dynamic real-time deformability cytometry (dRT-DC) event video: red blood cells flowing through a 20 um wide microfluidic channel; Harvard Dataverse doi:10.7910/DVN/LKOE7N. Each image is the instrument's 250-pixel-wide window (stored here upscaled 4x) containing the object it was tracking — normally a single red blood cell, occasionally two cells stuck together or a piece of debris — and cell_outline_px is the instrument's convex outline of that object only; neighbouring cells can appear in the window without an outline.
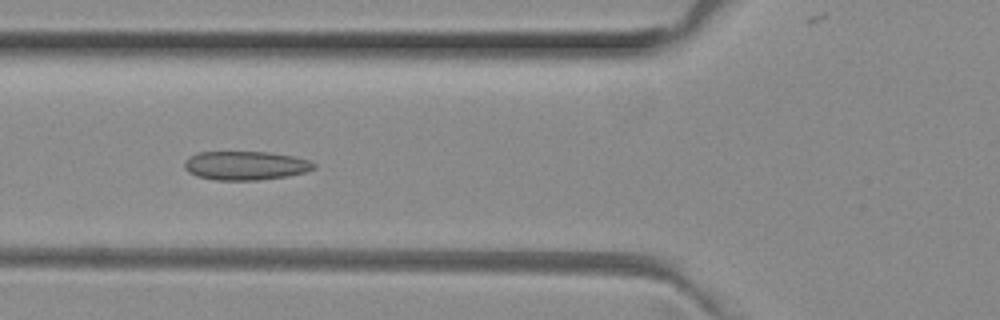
{"species": "common noctule bat (a hibernating species)", "species_latin": "Nyctalus noctula", "temperature_condition": "room temperature", "stored_images_in_passage": 50, "camera_frame_rate_fps": 3000, "um_per_image_px": 0.085, "animal": {"sex": "female", "body_mass_g": 29.2, "forearm_length_mm": 56.3}, "frame": {"image": 1, "passage_image": 18, "time_ms": 5.667, "image_size_px": [1000, 320], "cell_outline_px": [[316, 168], [304, 172], [288, 176], [260, 180], [216, 180], [196, 176], [188, 172], [184, 168], [184, 160], [188, 156], [196, 152], [268, 152], [292, 156], [308, 160], [316, 164]], "centroid_in_image_um": [20.83, 14.07], "position_along_channel_um": 105.0, "area_um2": 21.91}}
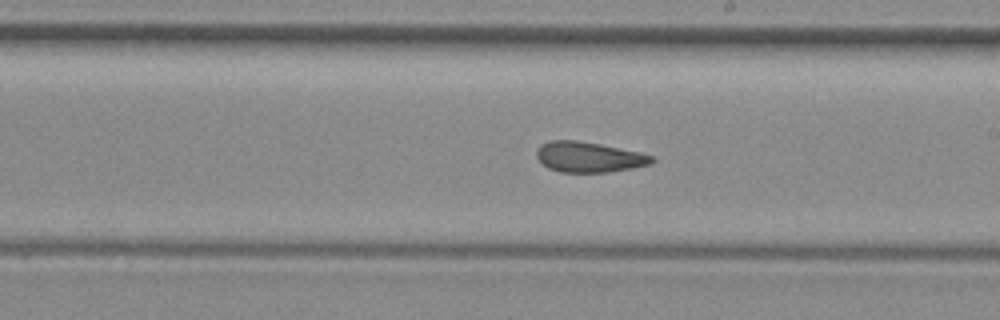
{"frame": {"image": 2, "passage_image": 28, "time_ms": 9.0, "image_size_px": [1000, 320], "cell_outline_px": [[656, 160], [652, 164], [632, 168], [608, 172], [560, 172], [548, 168], [536, 156], [536, 152], [540, 144], [548, 140], [576, 140], [600, 144], [640, 152], [652, 156]], "centroid_in_image_um": [50.06, 13.34], "position_along_channel_um": 238.9, "area_um2": 20.46}}
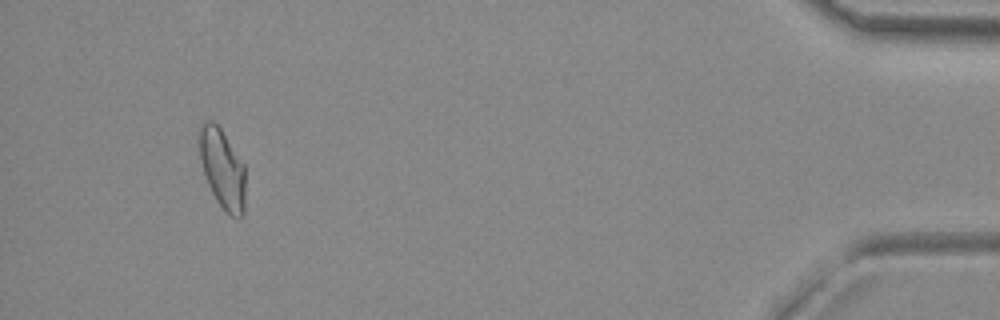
{"frame": {"image": 3, "passage_image": 47, "time_ms": 15.333, "image_size_px": [1000, 320], "cell_outline_px": [[244, 216], [240, 220], [232, 216], [216, 200], [208, 184], [200, 160], [196, 140], [200, 124], [208, 120], [212, 120], [220, 128], [244, 164]], "centroid_in_image_um": [18.86, 14.3], "position_along_channel_um": 416.3, "area_um2": 21.5}, "authors_computed_cell_mechanics": {"area_um2": 21.2704, "velocity_mm_per_s": 4.0264, "shape_relaxation_time_tau1_ms": null, "shape_relaxation_time_tau2_ms": 2.1509, "deformation_change_tau1": null, "deformation_change_tau2": 0.0833}}